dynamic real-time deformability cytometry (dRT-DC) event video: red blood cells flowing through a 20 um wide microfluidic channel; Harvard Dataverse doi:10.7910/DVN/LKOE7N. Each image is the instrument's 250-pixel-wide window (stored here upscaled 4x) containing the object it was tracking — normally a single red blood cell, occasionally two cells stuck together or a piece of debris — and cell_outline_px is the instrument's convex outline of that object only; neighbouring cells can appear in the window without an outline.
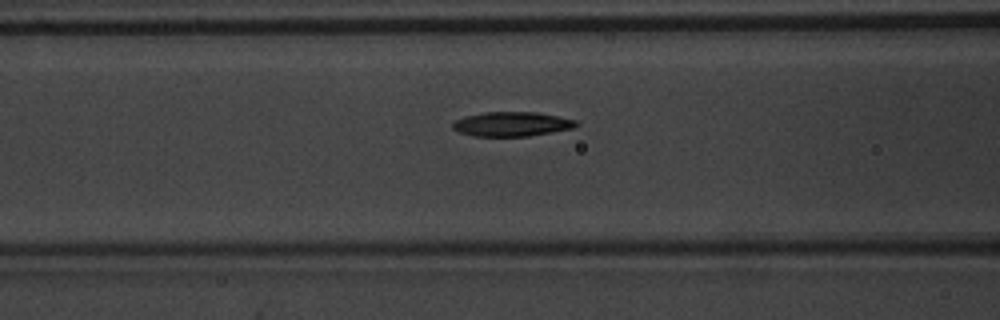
{"species": "common noctule bat (a hibernating species)", "species_latin": "Nyctalus noctula", "temperature_condition": "warm", "stored_images_in_passage": 30, "camera_frame_rate_fps": 3000, "um_per_image_px": 0.085, "animal": {"sex": "male", "body_mass_g": 20.1, "forearm_length_mm": 53.5}, "frame": {"image": 1, "passage_image": 11, "time_ms": 3.333, "image_size_px": [1000, 320], "cell_outline_px": [[572, 124], [560, 128], [540, 132], [516, 136], [488, 136], [472, 132], [456, 124], [476, 116], [548, 116], [568, 120]], "centroid_in_image_um": [43.54, 10.62], "position_along_channel_um": 123.1, "area_um2": 12.48}}
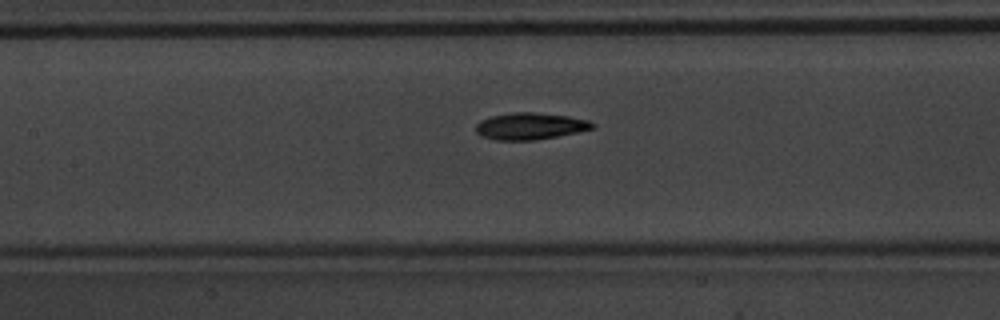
{"frame": {"image": 2, "passage_image": 14, "time_ms": 4.333, "image_size_px": [1000, 320], "cell_outline_px": [[588, 128], [548, 136], [496, 136], [484, 132], [480, 128], [480, 124], [488, 120], [504, 116], [556, 116], [576, 120], [588, 124]], "centroid_in_image_um": [45.13, 10.71], "position_along_channel_um": 162.3, "area_um2": 12.72}}